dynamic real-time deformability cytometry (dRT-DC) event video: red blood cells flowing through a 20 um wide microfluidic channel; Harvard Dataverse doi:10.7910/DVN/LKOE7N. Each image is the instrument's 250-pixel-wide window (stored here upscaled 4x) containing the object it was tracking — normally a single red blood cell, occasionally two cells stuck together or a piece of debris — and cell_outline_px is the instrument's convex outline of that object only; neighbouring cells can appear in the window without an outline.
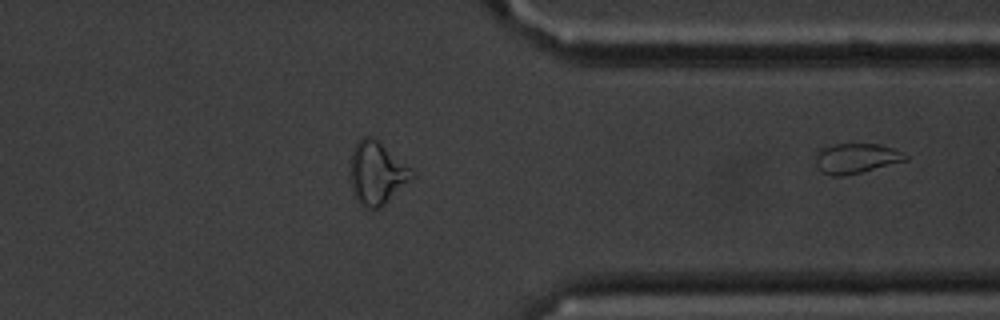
{"species": "common noctule bat (a hibernating species)", "species_latin": "Nyctalus noctula", "temperature_condition": "cold", "stored_images_in_passage": 37, "segment_of_instrument_passage": [2, 2], "camera_frame_rate_fps": 3000, "um_per_image_px": 0.085, "animal": {"sex": "male", "body_mass_g": 20.1, "forearm_length_mm": 53.5}, "frame": {"image": 1, "passage_image": 37, "time_ms": 12.0, "image_size_px": [1000, 320], "cell_outline_px": [[908, 160], [844, 176], [832, 176], [824, 172], [816, 164], [816, 156], [824, 148], [836, 144], [880, 144], [892, 148], [908, 156]], "centroid_in_image_um": [72.81, 13.46], "position_along_channel_um": 338.6, "area_um2": 15.26}}